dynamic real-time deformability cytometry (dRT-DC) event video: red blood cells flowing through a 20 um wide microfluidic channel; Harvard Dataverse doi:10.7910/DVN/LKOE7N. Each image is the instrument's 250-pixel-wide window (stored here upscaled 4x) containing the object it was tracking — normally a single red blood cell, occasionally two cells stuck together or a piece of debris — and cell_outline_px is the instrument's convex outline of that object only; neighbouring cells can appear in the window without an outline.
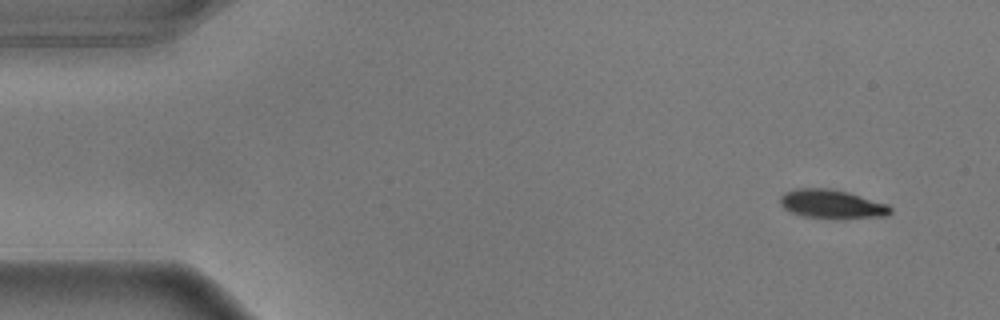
{"species": "common noctule bat (a hibernating species)", "species_latin": "Nyctalus noctula", "temperature_condition": "warm", "stored_images_in_passage": 53, "camera_frame_rate_fps": 3000, "um_per_image_px": 0.085, "animal": {"sex": "male", "body_mass_g": 17.9}, "frame": {"image": 1, "passage_image": 1, "time_ms": 0.0, "image_size_px": [1000, 320], "cell_outline_px": [[892, 212], [888, 216], [836, 220], [804, 216], [792, 212], [784, 208], [780, 204], [780, 196], [784, 192], [796, 188], [828, 188], [848, 192], [888, 204], [892, 208]], "centroid_in_image_um": [70.74, 17.37], "position_along_channel_um": 14.3, "area_um2": 18.96}}
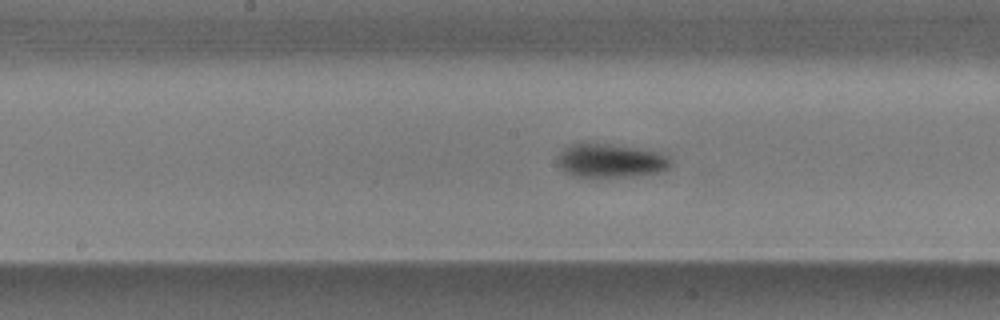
{"frame": {"image": 2, "passage_image": 25, "time_ms": 8.0, "image_size_px": [1000, 320], "cell_outline_px": [[672, 164], [664, 172], [632, 176], [572, 176], [564, 172], [560, 168], [556, 156], [564, 148], [572, 144], [612, 144], [640, 148], [660, 152], [668, 156], [672, 160]], "centroid_in_image_um": [51.94, 13.66], "position_along_channel_um": 196.3, "area_um2": 22.37}}
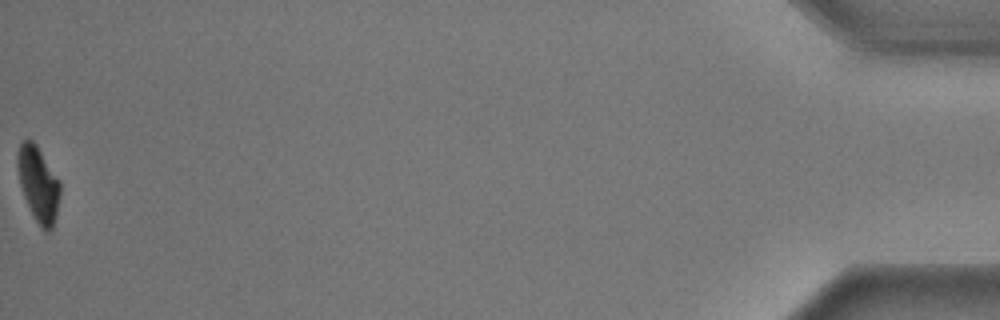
{"frame": {"image": 3, "passage_image": 53, "time_ms": 17.333, "image_size_px": [1000, 320], "cell_outline_px": [[60, 196], [56, 216], [52, 228], [48, 232], [44, 232], [36, 220], [24, 196], [20, 184], [16, 164], [16, 152], [20, 144], [24, 140], [32, 140], [36, 144], [60, 180]], "centroid_in_image_um": [3.26, 15.62], "position_along_channel_um": 431.9, "area_um2": 18.67}, "authors_computed_cell_mechanics": {"area_um2": 20.6346, "velocity_mm_per_s": 3.6036, "shape_relaxation_time_tau1_ms": 1.9081, "shape_relaxation_time_tau2_ms": null, "deformation_change_tau1": 0.1679, "deformation_change_tau2": null}}